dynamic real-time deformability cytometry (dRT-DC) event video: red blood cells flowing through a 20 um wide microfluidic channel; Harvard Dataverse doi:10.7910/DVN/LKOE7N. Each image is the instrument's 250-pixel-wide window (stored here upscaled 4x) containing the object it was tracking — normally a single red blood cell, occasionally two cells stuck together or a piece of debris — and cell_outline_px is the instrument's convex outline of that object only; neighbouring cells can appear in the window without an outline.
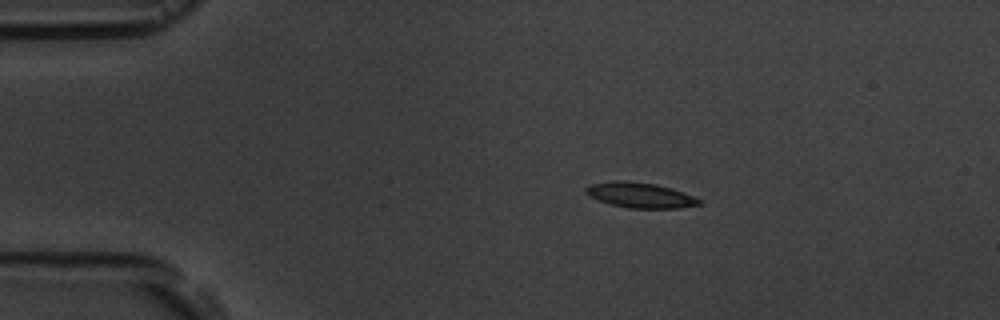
{"species": "common noctule bat (a hibernating species)", "species_latin": "Nyctalus noctula", "temperature_condition": "room temperature", "stored_images_in_passage": 6, "camera_frame_rate_fps": 3000, "um_per_image_px": 0.085, "animal": {"sex": "male", "body_mass_g": 19.5, "forearm_length_mm": 54.6}, "frame": {"image": 1, "passage_image": 3, "time_ms": 2.333, "image_size_px": [1000, 320], "cell_outline_px": [[700, 204], [680, 208], [628, 208], [612, 204], [588, 196], [584, 192], [584, 188], [592, 184], [616, 180], [628, 180], [656, 184], [672, 188], [692, 196], [700, 200]], "centroid_in_image_um": [54.38, 16.58], "position_along_channel_um": 30.6, "area_um2": 16.59}}
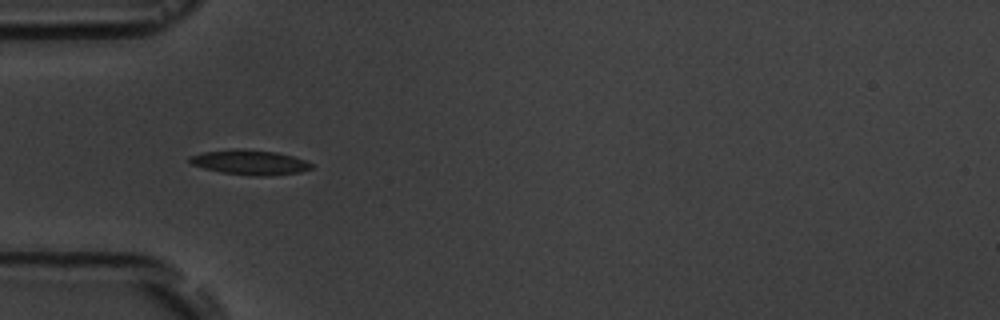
{"frame": {"image": 2, "passage_image": 5, "time_ms": 4.667, "image_size_px": [1000, 320], "cell_outline_px": [[312, 168], [300, 172], [264, 176], [256, 176], [224, 172], [204, 168], [192, 164], [188, 160], [188, 156], [204, 152], [232, 148], [244, 148], [276, 152], [292, 156], [304, 160], [312, 164]], "centroid_in_image_um": [21.21, 13.78], "position_along_channel_um": 63.8, "area_um2": 17.51}}
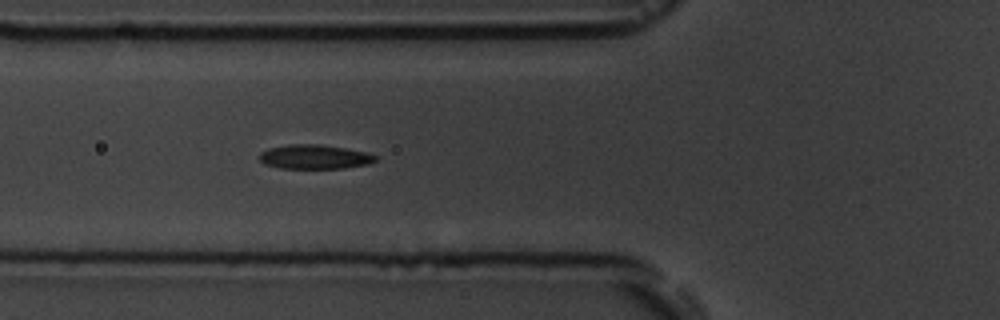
{"frame": {"image": 3, "passage_image": 6, "time_ms": 5.667, "image_size_px": [1000, 320], "cell_outline_px": [[376, 160], [368, 164], [344, 168], [280, 168], [264, 164], [260, 160], [260, 152], [268, 148], [288, 144], [316, 144], [344, 148], [364, 152], [376, 156]], "centroid_in_image_um": [26.69, 13.33], "position_along_channel_um": 99.1, "area_um2": 16.24}}